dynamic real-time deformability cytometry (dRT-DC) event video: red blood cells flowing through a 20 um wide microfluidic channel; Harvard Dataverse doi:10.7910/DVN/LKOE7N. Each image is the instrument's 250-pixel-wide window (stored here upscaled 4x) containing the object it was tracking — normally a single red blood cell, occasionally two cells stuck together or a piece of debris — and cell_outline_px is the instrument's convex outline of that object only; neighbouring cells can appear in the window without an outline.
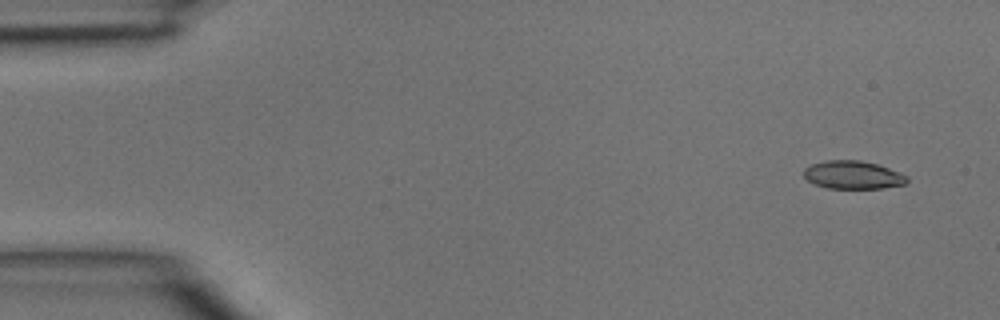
{"species": "common noctule bat (a hibernating species)", "species_latin": "Nyctalus noctula", "temperature_condition": "room temperature", "stored_images_in_passage": 4, "segment_of_instrument_passage": [2, 2], "camera_frame_rate_fps": 3000, "um_per_image_px": 0.085, "animal": {"sex": "male", "body_mass_g": 15.6}, "frame": {"image": 1, "passage_image": 4, "time_ms": 1.0, "image_size_px": [1000, 320], "cell_outline_px": [[908, 180], [904, 184], [880, 188], [828, 188], [816, 184], [808, 180], [804, 176], [804, 168], [812, 164], [828, 160], [860, 160], [876, 164], [888, 168], [908, 176]], "centroid_in_image_um": [72.49, 14.86], "position_along_channel_um": 12.5, "area_um2": 16.65}}